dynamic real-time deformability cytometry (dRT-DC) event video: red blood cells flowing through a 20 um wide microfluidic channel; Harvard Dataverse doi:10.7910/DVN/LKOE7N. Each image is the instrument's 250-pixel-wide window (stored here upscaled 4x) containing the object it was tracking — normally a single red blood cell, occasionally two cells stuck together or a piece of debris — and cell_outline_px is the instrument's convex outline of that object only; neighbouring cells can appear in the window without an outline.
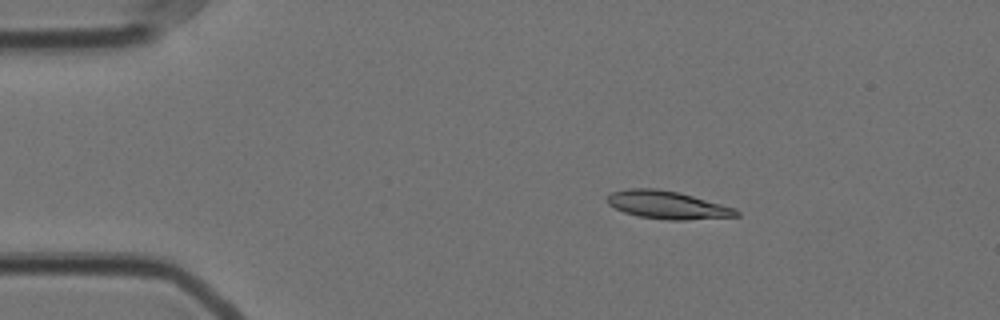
{"species": "Egyptian fruit bat (a non-hibernating species)", "species_latin": "Rousettus aegyptiacus", "temperature_condition": "cold", "stored_images_in_passage": 11, "camera_frame_rate_fps": 3000, "um_per_image_px": 0.085, "animal": {"sex": "female"}, "frame": {"image": 1, "passage_image": 9, "time_ms": 2.667, "image_size_px": [1000, 320], "cell_outline_px": [[740, 216], [684, 220], [668, 220], [640, 216], [624, 212], [608, 204], [604, 200], [604, 196], [612, 192], [628, 188], [656, 188], [680, 192], [736, 208], [740, 212]], "centroid_in_image_um": [56.71, 17.41], "position_along_channel_um": 28.3, "area_um2": 21.21}}